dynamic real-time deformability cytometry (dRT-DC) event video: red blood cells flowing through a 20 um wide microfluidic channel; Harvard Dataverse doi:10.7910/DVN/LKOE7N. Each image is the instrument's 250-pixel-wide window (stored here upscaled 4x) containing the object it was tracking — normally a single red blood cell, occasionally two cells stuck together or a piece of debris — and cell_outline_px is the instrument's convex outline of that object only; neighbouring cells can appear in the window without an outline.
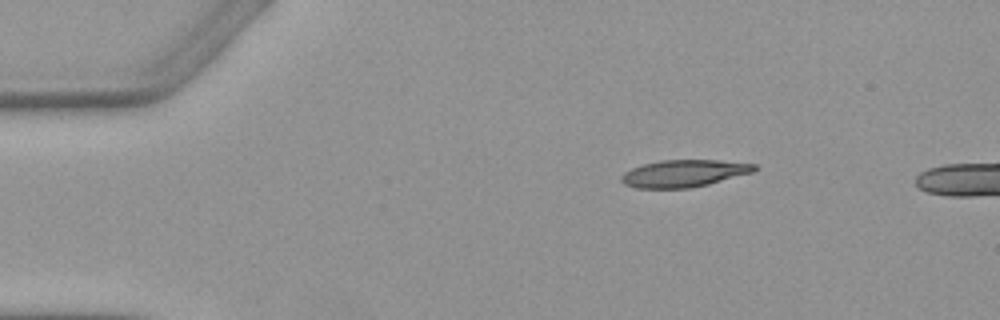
{"species": "Egyptian fruit bat (a non-hibernating species)", "species_latin": "Rousettus aegyptiacus", "temperature_condition": "warm", "stored_images_in_passage": 3, "segment_of_instrument_passage": [1, 2], "camera_frame_rate_fps": 3000, "um_per_image_px": 0.085, "animal": {"sex": "female"}, "frame": {"image": 1, "passage_image": 1, "time_ms": 0.0, "image_size_px": [1000, 320], "cell_outline_px": [[756, 168], [752, 172], [708, 184], [688, 188], [636, 188], [624, 184], [620, 180], [620, 176], [624, 172], [632, 168], [644, 164], [660, 160], [716, 160], [756, 164]], "centroid_in_image_um": [58.08, 14.74], "position_along_channel_um": 26.9, "area_um2": 20.87}}